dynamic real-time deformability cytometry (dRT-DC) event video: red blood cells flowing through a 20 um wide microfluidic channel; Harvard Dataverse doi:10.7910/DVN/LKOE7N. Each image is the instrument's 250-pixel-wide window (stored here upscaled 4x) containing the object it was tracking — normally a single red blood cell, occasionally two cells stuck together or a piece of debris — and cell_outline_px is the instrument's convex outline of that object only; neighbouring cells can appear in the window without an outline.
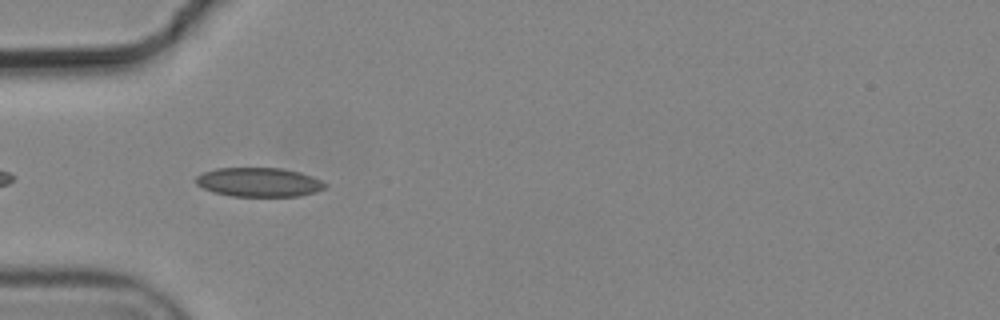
{"species": "common noctule bat (a hibernating species)", "species_latin": "Nyctalus noctula", "temperature_condition": "cold", "stored_images_in_passage": 6, "camera_frame_rate_fps": 3000, "um_per_image_px": 0.085, "animal": {"sex": "male", "body_mass_g": 19.2, "forearm_length_mm": 51.8}, "frame": {"image": 1, "passage_image": 4, "time_ms": 1.0, "image_size_px": [1000, 320], "cell_outline_px": [[328, 184], [324, 188], [316, 192], [300, 196], [232, 196], [216, 192], [204, 188], [196, 184], [196, 176], [204, 172], [216, 168], [280, 168], [300, 172], [312, 176]], "centroid_in_image_um": [22.04, 15.48], "position_along_channel_um": 63.0, "area_um2": 21.79}}
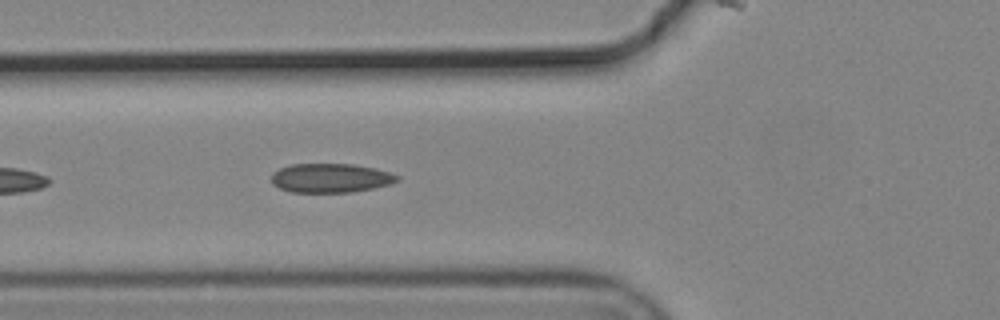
{"frame": {"image": 2, "passage_image": 5, "time_ms": 1.333, "image_size_px": [1000, 320], "cell_outline_px": [[400, 180], [388, 184], [372, 188], [352, 192], [292, 192], [280, 188], [272, 184], [272, 172], [280, 168], [292, 164], [352, 164], [376, 168], [400, 176]], "centroid_in_image_um": [28.1, 15.13], "position_along_channel_um": 97.7, "area_um2": 21.27}}